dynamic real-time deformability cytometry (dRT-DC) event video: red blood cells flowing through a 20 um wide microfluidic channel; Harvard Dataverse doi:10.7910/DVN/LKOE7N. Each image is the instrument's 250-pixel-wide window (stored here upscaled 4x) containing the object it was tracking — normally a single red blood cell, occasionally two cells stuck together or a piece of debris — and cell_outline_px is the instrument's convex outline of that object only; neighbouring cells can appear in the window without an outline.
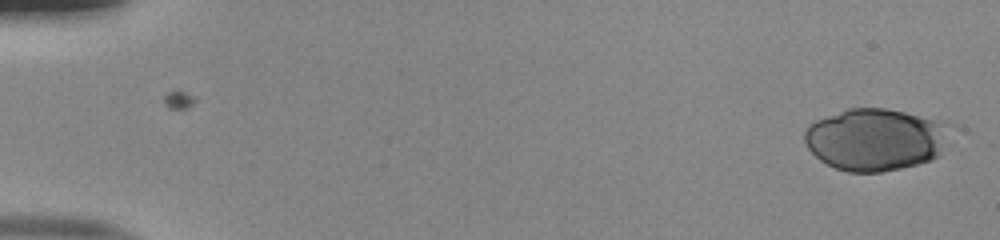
{"species": "human", "species_latin": "Homo sapiens", "temperature_condition": "room temperature", "stored_images_in_passage": 51, "camera_frame_rate_fps": 3000, "um_per_image_px": 0.085, "donor": {"sex": "male"}, "frame": {"image": 1, "passage_image": 1, "time_ms": 0.0, "image_size_px": [1000, 240], "cell_outline_px": [[940, 124], [936, 156], [932, 160], [900, 168], [880, 172], [848, 172], [836, 168], [820, 160], [808, 148], [804, 140], [804, 132], [808, 124], [816, 120], [848, 108], [884, 108], [904, 112], [932, 120]], "centroid_in_image_um": [74.16, 11.87], "position_along_channel_um": 10.8, "area_um2": 50.46}}
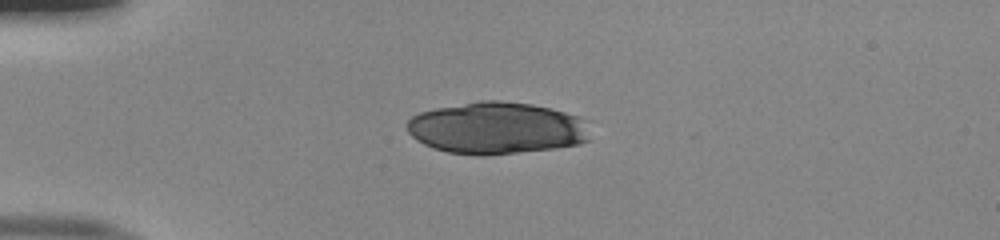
{"frame": {"image": 2, "passage_image": 13, "time_ms": 4.0, "image_size_px": [1000, 240], "cell_outline_px": [[588, 140], [580, 144], [556, 148], [480, 156], [448, 152], [432, 148], [416, 140], [408, 132], [408, 120], [412, 116], [420, 112], [436, 108], [480, 100], [500, 100], [532, 104], [552, 108], [580, 116], [588, 120]], "centroid_in_image_um": [42.24, 10.88], "position_along_channel_um": 42.8, "area_um2": 55.83}}